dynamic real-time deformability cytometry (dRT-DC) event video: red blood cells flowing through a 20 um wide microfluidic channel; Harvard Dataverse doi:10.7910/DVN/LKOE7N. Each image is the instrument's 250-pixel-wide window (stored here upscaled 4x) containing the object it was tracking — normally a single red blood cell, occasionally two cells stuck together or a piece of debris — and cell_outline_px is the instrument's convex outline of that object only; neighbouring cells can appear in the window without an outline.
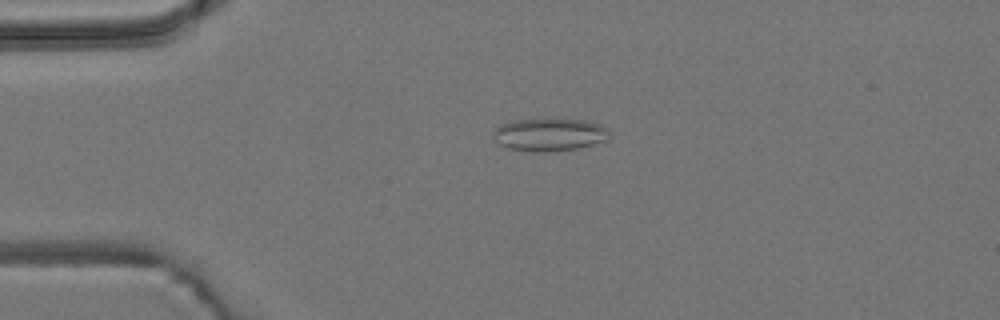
{"species": "common noctule bat (a hibernating species)", "species_latin": "Nyctalus noctula", "temperature_condition": "room temperature", "stored_images_in_passage": 43, "camera_frame_rate_fps": 3000, "um_per_image_px": 0.085, "animal": {"sex": "male", "body_mass_g": 19.2, "forearm_length_mm": 51.8}, "frame": {"image": 1, "passage_image": 2, "time_ms": 0.333, "image_size_px": [1000, 320], "cell_outline_px": [[612, 136], [608, 140], [576, 148], [548, 152], [532, 152], [508, 148], [500, 144], [492, 136], [492, 132], [496, 128], [504, 124], [516, 120], [584, 120], [600, 124], [608, 128], [612, 132]], "centroid_in_image_um": [46.76, 11.46], "position_along_channel_um": 38.2, "area_um2": 22.02}}
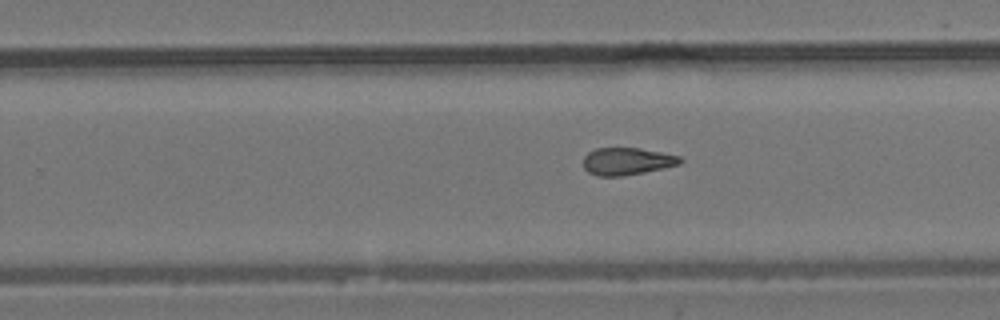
{"frame": {"image": 2, "passage_image": 23, "time_ms": 7.333, "image_size_px": [1000, 320], "cell_outline_px": [[684, 160], [680, 164], [664, 168], [624, 176], [596, 176], [588, 172], [584, 168], [584, 156], [588, 152], [596, 148], [640, 148], [680, 156]], "centroid_in_image_um": [53.3, 13.71], "position_along_channel_um": 276.5, "area_um2": 15.49}}
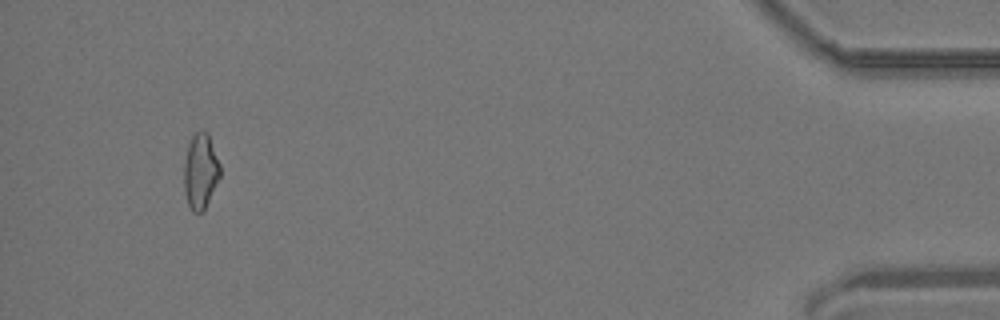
{"frame": {"image": 3, "passage_image": 40, "time_ms": 13.0, "image_size_px": [1000, 320], "cell_outline_px": [[220, 176], [204, 208], [200, 212], [192, 212], [188, 204], [184, 192], [184, 160], [188, 144], [192, 136], [196, 132], [208, 132], [220, 164]], "centroid_in_image_um": [17.03, 14.53], "position_along_channel_um": 418.2, "area_um2": 15.66}, "authors_computed_cell_mechanics": {"area_um2": 16.0106, "velocity_mm_per_s": 3.8442, "shape_relaxation_time_tau1_ms": null, "shape_relaxation_time_tau2_ms": 3.3828, "deformation_change_tau1": null, "deformation_change_tau2": 0.1098}}